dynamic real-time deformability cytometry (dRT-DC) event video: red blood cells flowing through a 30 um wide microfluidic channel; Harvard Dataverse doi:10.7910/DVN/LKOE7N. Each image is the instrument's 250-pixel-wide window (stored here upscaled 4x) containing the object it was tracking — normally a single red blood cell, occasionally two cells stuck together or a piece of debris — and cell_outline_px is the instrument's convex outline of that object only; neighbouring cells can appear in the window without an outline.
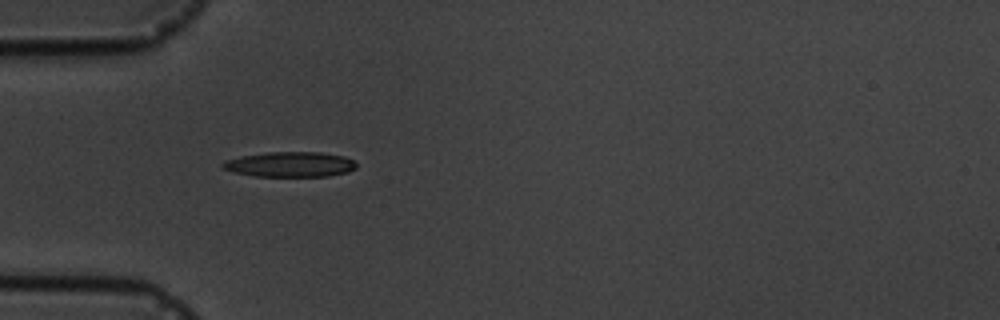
{"species": "common noctule bat (a hibernating species)", "species_latin": "Nyctalus noctula", "temperature_condition": "cold", "stored_images_in_passage": 7, "camera_frame_rate_fps": 3000, "um_per_image_px": 0.085, "animal": {"sex": "male", "body_mass_g": 19.5, "forearm_length_mm": 54.6}, "frame": {"image": 1, "passage_image": 6, "time_ms": 5.667, "image_size_px": [1000, 320], "cell_outline_px": [[356, 168], [348, 172], [328, 176], [252, 176], [236, 172], [224, 168], [220, 164], [224, 160], [244, 156], [268, 152], [320, 152], [344, 156], [352, 160], [356, 164]], "centroid_in_image_um": [24.68, 13.97], "position_along_channel_um": 60.3, "area_um2": 19.42}}
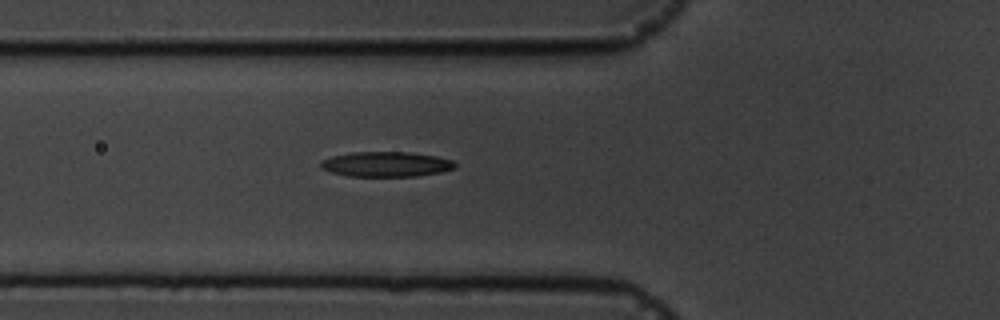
{"frame": {"image": 2, "passage_image": 7, "time_ms": 6.667, "image_size_px": [1000, 320], "cell_outline_px": [[456, 168], [440, 172], [416, 176], [348, 176], [332, 172], [320, 168], [320, 160], [332, 156], [352, 152], [408, 152], [436, 156], [452, 160], [456, 164]], "centroid_in_image_um": [32.8, 13.95], "position_along_channel_um": 93.0, "area_um2": 19.59}}